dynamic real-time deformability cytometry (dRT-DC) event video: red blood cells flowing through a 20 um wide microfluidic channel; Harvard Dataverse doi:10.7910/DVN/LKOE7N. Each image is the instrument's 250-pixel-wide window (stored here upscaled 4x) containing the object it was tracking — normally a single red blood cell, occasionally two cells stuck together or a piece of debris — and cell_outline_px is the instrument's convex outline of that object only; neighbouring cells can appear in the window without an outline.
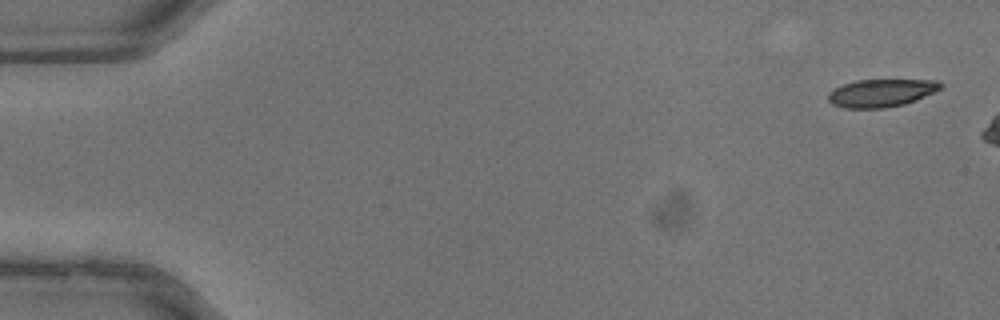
{"species": "common noctule bat (a hibernating species)", "species_latin": "Nyctalus noctula", "temperature_condition": "warm", "stored_images_in_passage": 34, "camera_frame_rate_fps": 3000, "um_per_image_px": 0.085, "animal": {"sex": "male", "body_mass_g": 13.3}, "frame": {"image": 1, "passage_image": 1, "time_ms": 0.0, "image_size_px": [1000, 320], "cell_outline_px": [[944, 88], [916, 100], [904, 104], [884, 108], [844, 108], [832, 104], [828, 100], [828, 92], [832, 88], [856, 80], [936, 80], [944, 84]], "centroid_in_image_um": [74.91, 7.9], "position_along_channel_um": 10.1, "area_um2": 18.38}}
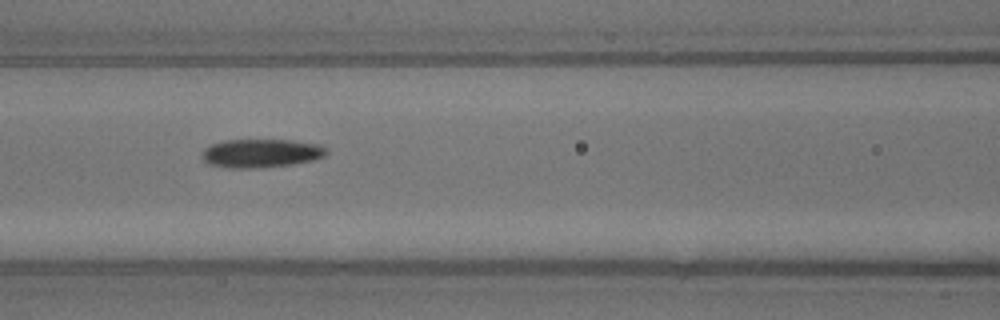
{"frame": {"image": 2, "passage_image": 16, "time_ms": 5.0, "image_size_px": [1000, 320], "cell_outline_px": [[328, 152], [324, 156], [312, 160], [292, 164], [260, 168], [228, 168], [208, 164], [204, 160], [204, 148], [212, 144], [224, 140], [292, 140], [320, 144]], "centroid_in_image_um": [22.2, 13.02], "position_along_channel_um": 144.4, "area_um2": 20.63}}
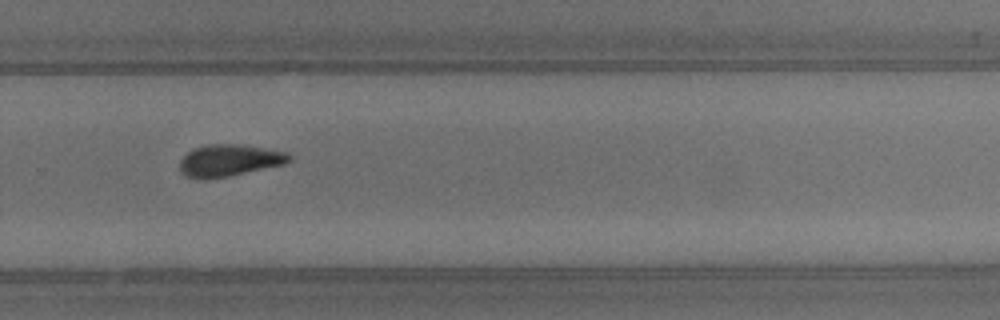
{"frame": {"image": 3, "passage_image": 25, "time_ms": 8.0, "image_size_px": [1000, 320], "cell_outline_px": [[292, 160], [284, 164], [228, 176], [208, 180], [204, 180], [188, 176], [180, 172], [180, 160], [188, 152], [196, 148], [208, 144], [244, 144], [288, 152], [292, 156]], "centroid_in_image_um": [19.52, 13.63], "position_along_channel_um": 310.3, "area_um2": 20.4}}